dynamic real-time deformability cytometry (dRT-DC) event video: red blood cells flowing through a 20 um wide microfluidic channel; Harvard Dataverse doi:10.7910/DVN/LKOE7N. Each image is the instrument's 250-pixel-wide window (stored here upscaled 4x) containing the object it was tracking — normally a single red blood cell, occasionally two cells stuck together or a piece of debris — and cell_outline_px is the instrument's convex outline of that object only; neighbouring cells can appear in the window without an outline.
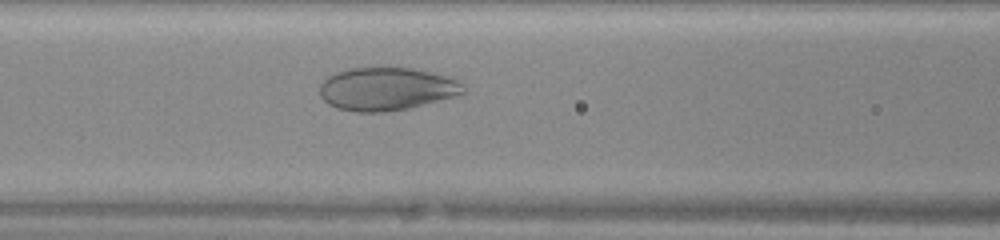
{"species": "human", "species_latin": "Homo sapiens", "temperature_condition": "warm", "stored_images_in_passage": 46, "camera_frame_rate_fps": 3000, "um_per_image_px": 0.085, "donor": {"sex": "female"}, "frame": {"image": 1, "passage_image": 19, "time_ms": 6.0, "image_size_px": [1000, 240], "cell_outline_px": [[464, 92], [452, 96], [408, 108], [384, 112], [356, 112], [336, 108], [328, 104], [320, 96], [320, 84], [328, 76], [336, 72], [352, 68], [412, 68], [436, 72], [448, 76], [464, 84]], "centroid_in_image_um": [32.83, 7.55], "position_along_channel_um": 133.8, "area_um2": 35.84}}
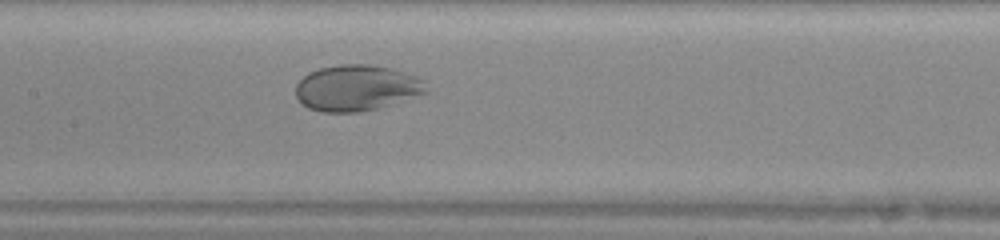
{"frame": {"image": 2, "passage_image": 22, "time_ms": 7.0, "image_size_px": [1000, 240], "cell_outline_px": [[428, 92], [380, 108], [360, 112], [320, 112], [308, 108], [300, 104], [296, 96], [296, 84], [308, 72], [320, 68], [340, 64], [372, 64], [404, 72], [416, 76], [424, 80]], "centroid_in_image_um": [30.29, 7.48], "position_along_channel_um": 177.1, "area_um2": 35.2}}
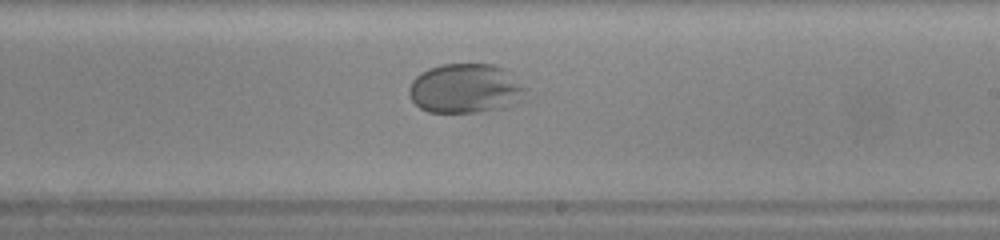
{"frame": {"image": 3, "passage_image": 27, "time_ms": 8.667, "image_size_px": [1000, 240], "cell_outline_px": [[536, 96], [528, 100], [508, 108], [480, 112], [428, 112], [420, 108], [412, 100], [408, 92], [408, 88], [412, 80], [420, 72], [428, 68], [440, 64], [492, 64], [504, 68], [528, 88]], "centroid_in_image_um": [39.7, 7.54], "position_along_channel_um": 249.3, "area_um2": 34.97}}